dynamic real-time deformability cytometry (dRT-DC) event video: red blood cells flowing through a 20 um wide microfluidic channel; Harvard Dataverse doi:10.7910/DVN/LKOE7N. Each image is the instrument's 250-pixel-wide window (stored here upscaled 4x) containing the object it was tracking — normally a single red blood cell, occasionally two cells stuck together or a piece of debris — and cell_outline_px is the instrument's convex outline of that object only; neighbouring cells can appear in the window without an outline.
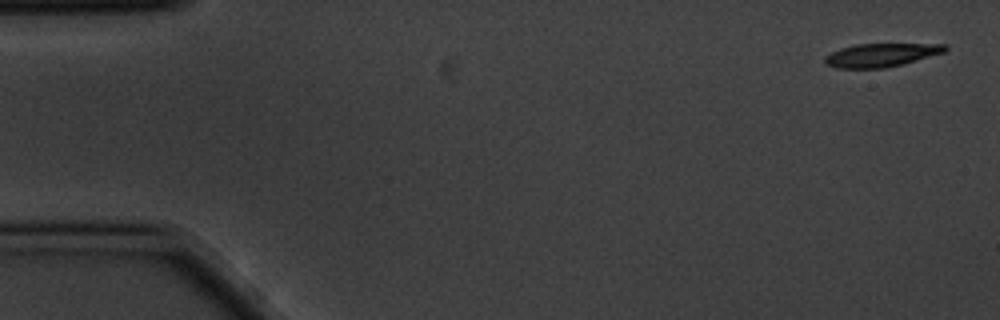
{"species": "common noctule bat (a hibernating species)", "species_latin": "Nyctalus noctula", "temperature_condition": "cold", "stored_images_in_passage": 4, "camera_frame_rate_fps": 3000, "um_per_image_px": 0.085, "animal": {"sex": "male", "body_mass_g": 20.1, "forearm_length_mm": 53.5}, "frame": {"image": 1, "passage_image": 1, "time_ms": 0.0, "image_size_px": [1000, 320], "cell_outline_px": [[948, 48], [944, 52], [904, 64], [884, 68], [836, 68], [828, 64], [824, 60], [824, 56], [840, 48], [856, 44], [948, 44]], "centroid_in_image_um": [74.9, 4.68], "position_along_channel_um": 10.1, "area_um2": 16.36}}
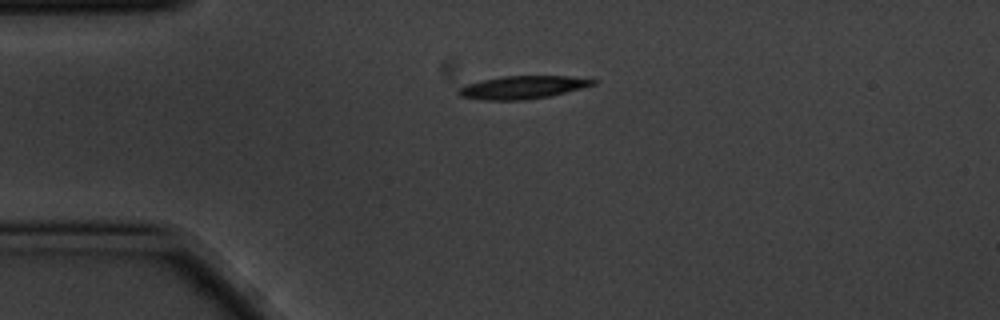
{"frame": {"image": 2, "passage_image": 4, "time_ms": 1.0, "image_size_px": [1000, 320], "cell_outline_px": [[596, 84], [548, 96], [524, 100], [484, 100], [460, 96], [456, 92], [464, 84], [500, 76], [568, 76], [596, 80]], "centroid_in_image_um": [44.35, 7.42], "position_along_channel_um": 40.7, "area_um2": 17.8}}